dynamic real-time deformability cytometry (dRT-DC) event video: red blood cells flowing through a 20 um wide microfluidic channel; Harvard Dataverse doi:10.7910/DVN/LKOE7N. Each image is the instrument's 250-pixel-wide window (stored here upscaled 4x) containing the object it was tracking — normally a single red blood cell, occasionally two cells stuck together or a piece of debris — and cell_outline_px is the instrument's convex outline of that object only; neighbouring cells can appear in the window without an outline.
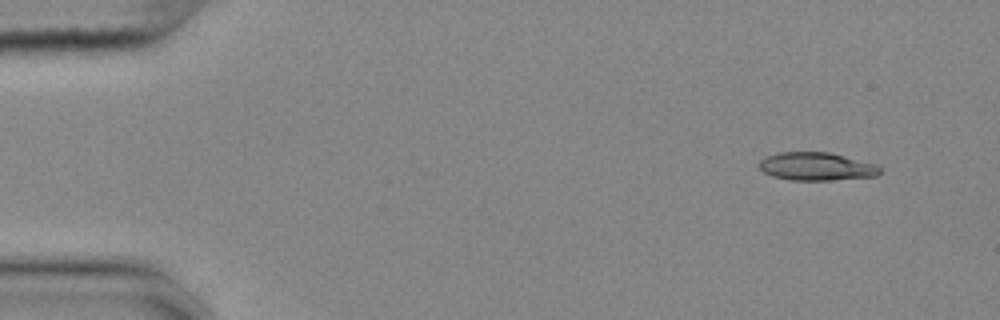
{"species": "common noctule bat (a hibernating species)", "species_latin": "Nyctalus noctula", "temperature_condition": "cold", "stored_images_in_passage": 52, "camera_frame_rate_fps": 3000, "um_per_image_px": 0.085, "animal": {"sex": "female", "body_mass_g": 25.1}, "frame": {"image": 1, "passage_image": 1, "time_ms": 0.0, "image_size_px": [1000, 320], "cell_outline_px": [[880, 172], [876, 176], [828, 180], [792, 180], [772, 176], [764, 172], [760, 168], [760, 160], [768, 156], [780, 152], [828, 152], [880, 164]], "centroid_in_image_um": [69.44, 14.14], "position_along_channel_um": 15.6, "area_um2": 19.71}}
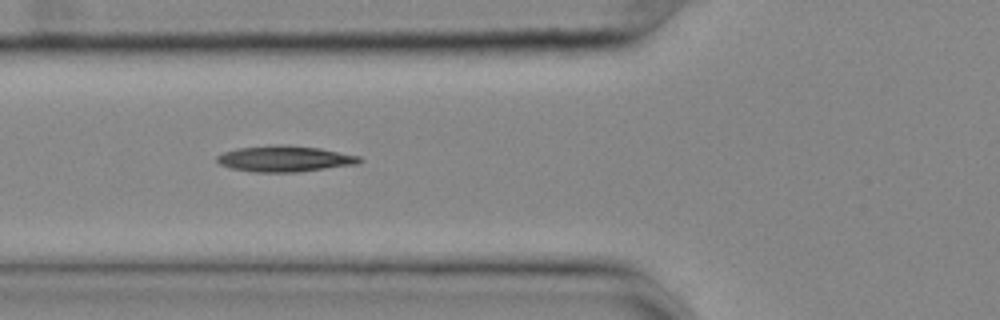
{"frame": {"image": 2, "passage_image": 17, "time_ms": 5.333, "image_size_px": [1000, 320], "cell_outline_px": [[364, 160], [356, 164], [296, 172], [256, 172], [232, 168], [220, 164], [216, 160], [216, 156], [224, 152], [236, 148], [276, 144], [320, 148], [360, 156]], "centroid_in_image_um": [24.19, 13.49], "position_along_channel_um": 101.6, "area_um2": 21.44}}
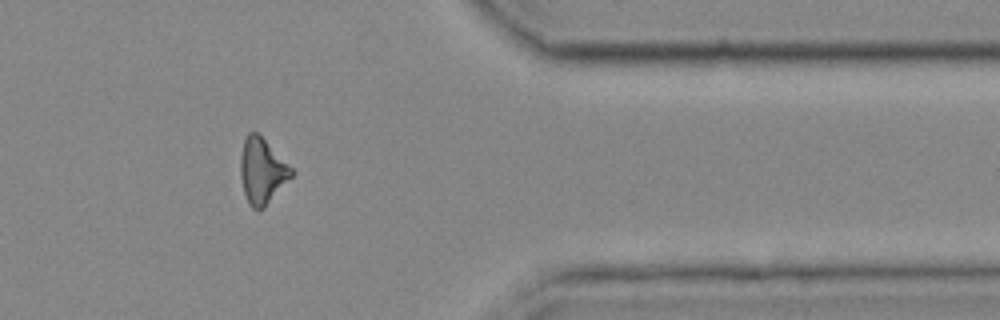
{"frame": {"image": 3, "passage_image": 42, "time_ms": 13.667, "image_size_px": [1000, 320], "cell_outline_px": [[292, 176], [264, 208], [252, 208], [248, 204], [244, 192], [240, 176], [240, 156], [244, 140], [248, 132], [256, 132], [292, 168]], "centroid_in_image_um": [22.24, 14.55], "position_along_channel_um": 389.2, "area_um2": 19.02}, "authors_computed_cell_mechanics": {"area_um2": 19.941, "velocity_mm_per_s": 3.6572, "shape_relaxation_time_tau1_ms": null, "shape_relaxation_time_tau2_ms": 9.5087, "deformation_change_tau1": null, "deformation_change_tau2": 0.2453}}